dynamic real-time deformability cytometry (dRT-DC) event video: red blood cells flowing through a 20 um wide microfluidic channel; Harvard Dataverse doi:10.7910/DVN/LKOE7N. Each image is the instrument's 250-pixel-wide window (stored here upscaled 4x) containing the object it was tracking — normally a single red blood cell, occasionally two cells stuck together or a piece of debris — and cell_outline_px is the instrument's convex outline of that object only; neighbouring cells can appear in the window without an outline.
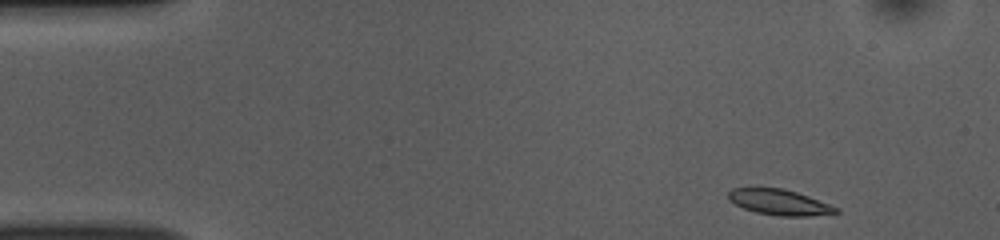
{"species": "common noctule bat (a hibernating species)", "species_latin": "Nyctalus noctula", "temperature_condition": "room temperature", "stored_images_in_passage": 47, "camera_frame_rate_fps": 3000, "um_per_image_px": 0.085, "animal": {"sex": "female", "body_mass_g": 10.0, "forearm_length_mm": 53.1}, "frame": {"image": 1, "passage_image": 1, "time_ms": 0.0, "image_size_px": [1000, 240], "cell_outline_px": [[840, 212], [808, 216], [780, 216], [756, 212], [744, 208], [728, 200], [728, 192], [732, 188], [784, 188], [808, 196], [840, 208]], "centroid_in_image_um": [66.25, 17.19], "position_along_channel_um": 18.7, "area_um2": 15.95}}
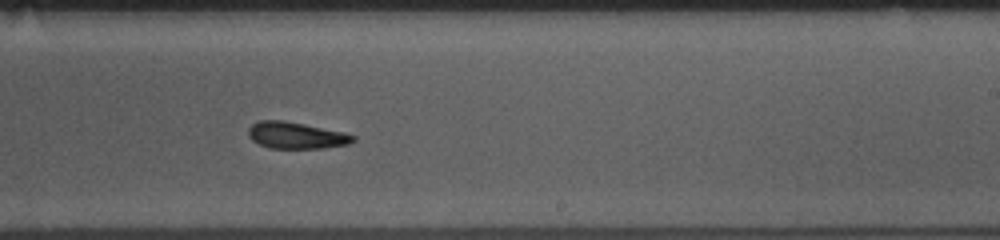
{"frame": {"image": 2, "passage_image": 27, "time_ms": 8.667, "image_size_px": [1000, 240], "cell_outline_px": [[356, 140], [348, 144], [324, 148], [268, 148], [252, 140], [248, 136], [248, 128], [252, 124], [260, 120], [284, 120], [344, 132], [356, 136]], "centroid_in_image_um": [25.17, 11.5], "position_along_channel_um": 263.8, "area_um2": 16.3}}
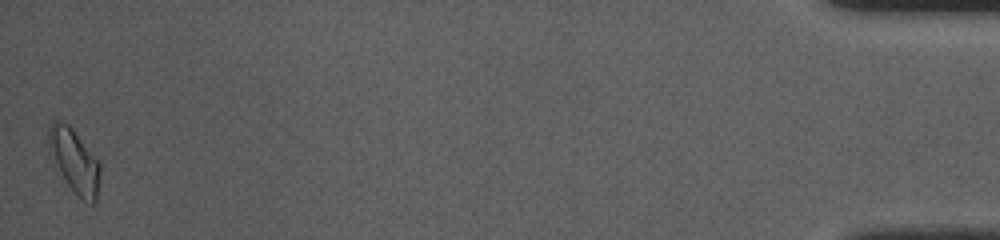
{"frame": {"image": 3, "passage_image": 47, "time_ms": 15.333, "image_size_px": [1000, 240], "cell_outline_px": [[100, 176], [96, 200], [92, 204], [84, 200], [68, 184], [60, 172], [48, 152], [48, 124], [52, 120], [56, 120], [68, 124], [72, 128], [100, 164]], "centroid_in_image_um": [6.29, 13.63], "position_along_channel_um": 428.9, "area_um2": 18.73}, "authors_computed_cell_mechanics": {"area_um2": 16.473, "velocity_mm_per_s": 3.847, "shape_relaxation_time_tau1_ms": 3.6435, "shape_relaxation_time_tau2_ms": 3.3998, "deformation_change_tau1": 0.151, "deformation_change_tau2": 0.1274}}